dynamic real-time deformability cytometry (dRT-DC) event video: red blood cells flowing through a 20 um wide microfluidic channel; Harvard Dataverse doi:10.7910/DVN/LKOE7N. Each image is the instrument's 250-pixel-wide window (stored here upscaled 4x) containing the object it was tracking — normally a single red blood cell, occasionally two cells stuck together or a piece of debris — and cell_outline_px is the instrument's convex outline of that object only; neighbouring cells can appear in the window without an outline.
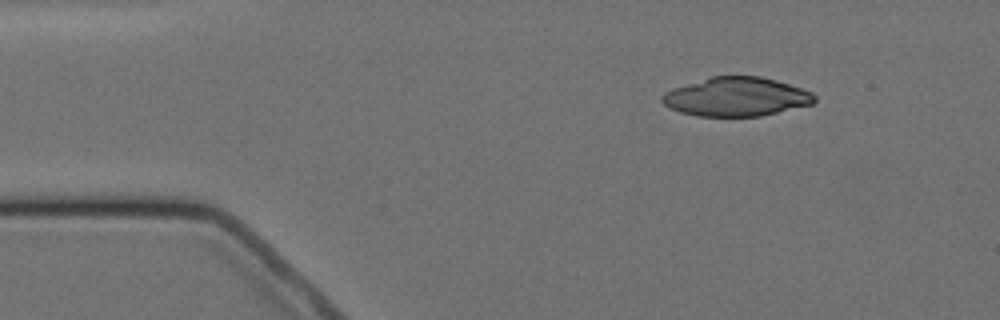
{"species": "Egyptian fruit bat (a non-hibernating species)", "species_latin": "Rousettus aegyptiacus", "temperature_condition": "cold", "stored_images_in_passage": 4, "camera_frame_rate_fps": 3000, "um_per_image_px": 0.085, "animal": {"sex": "female"}, "frame": {"image": 1, "passage_image": 2, "time_ms": 1.333, "image_size_px": [1000, 320], "cell_outline_px": [[816, 100], [812, 104], [760, 116], [696, 116], [680, 112], [664, 104], [660, 100], [660, 96], [664, 92], [672, 88], [712, 76], [760, 76], [776, 80], [812, 92], [816, 96]], "centroid_in_image_um": [62.56, 8.22], "position_along_channel_um": 22.4, "area_um2": 34.45}}